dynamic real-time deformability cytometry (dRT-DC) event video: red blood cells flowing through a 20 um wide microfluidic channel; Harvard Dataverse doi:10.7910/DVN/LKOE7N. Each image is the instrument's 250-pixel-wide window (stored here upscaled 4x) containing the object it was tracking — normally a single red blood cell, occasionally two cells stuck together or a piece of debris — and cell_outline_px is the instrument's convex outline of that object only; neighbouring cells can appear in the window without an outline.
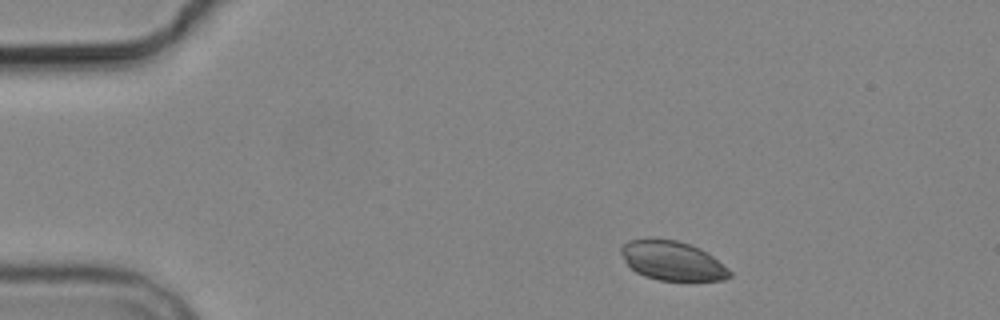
{"species": "common noctule bat (a hibernating species)", "species_latin": "Nyctalus noctula", "temperature_condition": "cold", "stored_images_in_passage": 4, "segment_of_instrument_passage": [2, 2], "camera_frame_rate_fps": 3000, "um_per_image_px": 0.085, "animal": {"sex": "male", "body_mass_g": 19.2, "forearm_length_mm": 51.8}, "frame": {"image": 1, "passage_image": 4, "time_ms": 5.0, "image_size_px": [1000, 320], "cell_outline_px": [[732, 276], [724, 280], [660, 280], [644, 276], [636, 272], [624, 260], [620, 252], [620, 248], [628, 240], [648, 236], [676, 240], [700, 248], [712, 256], [728, 268], [732, 272]], "centroid_in_image_um": [57.12, 22.13], "position_along_channel_um": 27.9, "area_um2": 25.09}}